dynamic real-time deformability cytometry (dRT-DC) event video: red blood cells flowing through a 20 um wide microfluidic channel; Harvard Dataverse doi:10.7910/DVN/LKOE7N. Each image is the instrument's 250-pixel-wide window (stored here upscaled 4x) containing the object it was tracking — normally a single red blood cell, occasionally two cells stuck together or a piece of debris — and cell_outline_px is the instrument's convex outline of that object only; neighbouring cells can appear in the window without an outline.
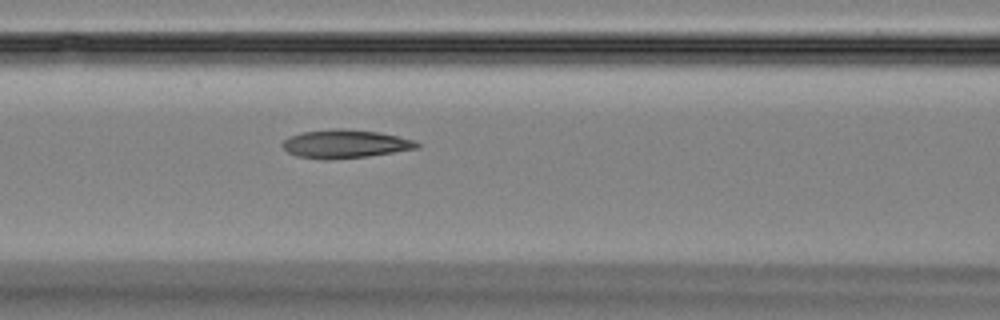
{"species": "Egyptian fruit bat (a non-hibernating species)", "species_latin": "Rousettus aegyptiacus", "temperature_condition": "room temperature", "stored_images_in_passage": 41, "camera_frame_rate_fps": 3000, "um_per_image_px": 0.085, "animal": {"sex": "female"}, "frame": {"image": 1, "passage_image": 19, "time_ms": 6.0, "image_size_px": [1000, 320], "cell_outline_px": [[420, 148], [368, 156], [328, 160], [324, 160], [296, 156], [288, 152], [280, 144], [288, 136], [300, 132], [332, 128], [340, 128], [376, 132], [416, 140], [420, 144]], "centroid_in_image_um": [29.3, 12.23], "position_along_channel_um": 137.3, "area_um2": 22.43}}
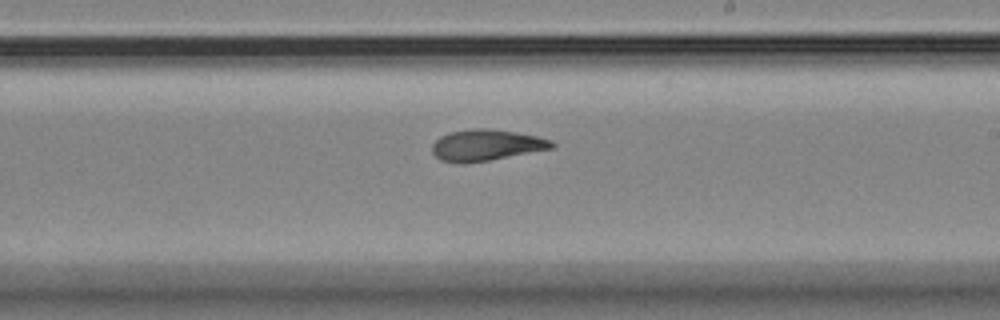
{"frame": {"image": 2, "passage_image": 28, "time_ms": 9.0, "image_size_px": [1000, 320], "cell_outline_px": [[556, 144], [552, 148], [488, 160], [464, 164], [460, 164], [440, 160], [432, 152], [432, 144], [440, 136], [448, 132], [472, 128], [488, 128], [516, 132], [536, 136], [552, 140]], "centroid_in_image_um": [41.28, 12.33], "position_along_channel_um": 247.7, "area_um2": 21.79}}
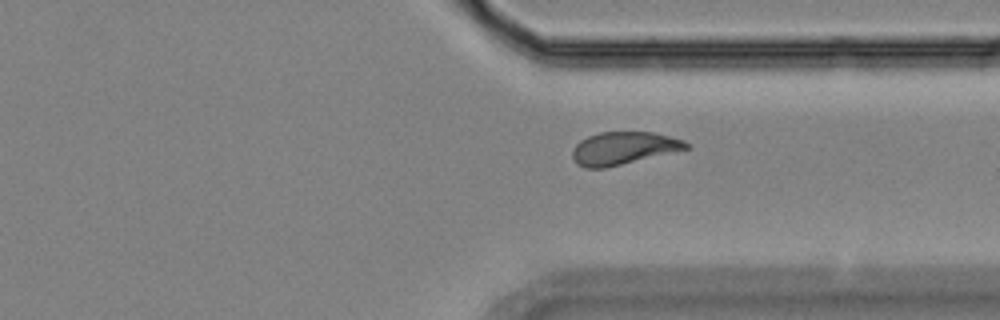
{"frame": {"image": 3, "passage_image": 37, "time_ms": 12.0, "image_size_px": [1000, 320], "cell_outline_px": [[692, 148], [604, 168], [584, 168], [576, 164], [572, 156], [572, 152], [576, 144], [580, 140], [588, 136], [600, 132], [652, 132], [684, 140], [692, 144]], "centroid_in_image_um": [53.02, 12.6], "position_along_channel_um": 358.4, "area_um2": 21.73}}